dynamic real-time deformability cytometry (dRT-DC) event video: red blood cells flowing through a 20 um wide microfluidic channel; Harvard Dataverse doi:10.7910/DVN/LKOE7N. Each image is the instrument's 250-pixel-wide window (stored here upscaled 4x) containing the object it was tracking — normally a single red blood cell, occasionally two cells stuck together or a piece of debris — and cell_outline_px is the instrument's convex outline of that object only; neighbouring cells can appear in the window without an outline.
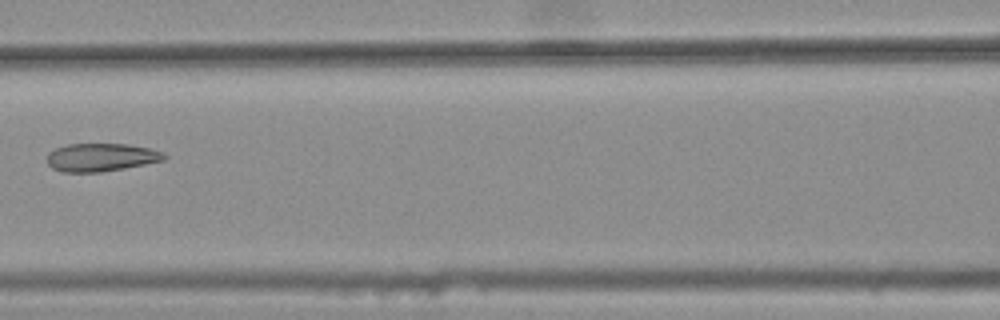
{"species": "common noctule bat (a hibernating species)", "species_latin": "Nyctalus noctula", "temperature_condition": "warm", "stored_images_in_passage": 6, "camera_frame_rate_fps": 3000, "um_per_image_px": 0.085, "animal": {"sex": "female", "body_mass_g": 25.1}, "frame": {"image": 1, "passage_image": 6, "time_ms": 1.667, "image_size_px": [1000, 320], "cell_outline_px": [[168, 156], [164, 160], [124, 168], [100, 172], [60, 172], [52, 168], [48, 164], [48, 152], [56, 148], [68, 144], [128, 144], [148, 148], [164, 152]], "centroid_in_image_um": [8.59, 13.37], "position_along_channel_um": 158.0, "area_um2": 19.13}}